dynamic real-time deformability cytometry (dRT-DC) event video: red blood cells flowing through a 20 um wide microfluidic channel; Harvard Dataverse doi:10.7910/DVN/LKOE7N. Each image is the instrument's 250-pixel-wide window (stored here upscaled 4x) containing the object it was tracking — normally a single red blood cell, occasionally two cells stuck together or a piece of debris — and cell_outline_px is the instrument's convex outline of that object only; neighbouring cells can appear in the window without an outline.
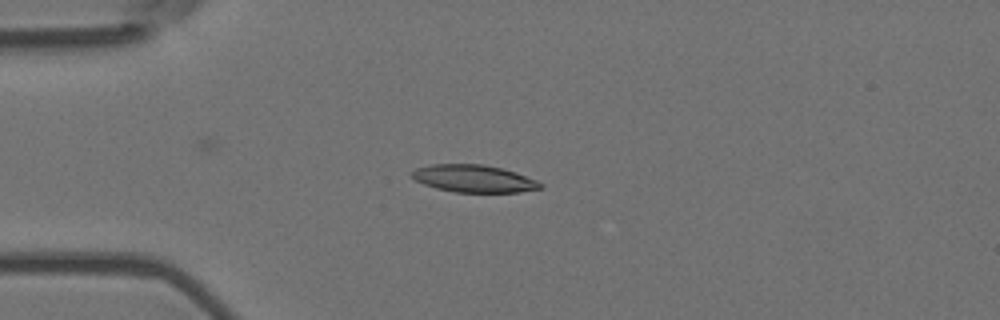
{"species": "Egyptian fruit bat (a non-hibernating species)", "species_latin": "Rousettus aegyptiacus", "temperature_condition": "room temperature", "stored_images_in_passage": 5, "camera_frame_rate_fps": 3000, "um_per_image_px": 0.085, "animal": {"sex": "female"}, "frame": {"image": 1, "passage_image": 3, "time_ms": 0.667, "image_size_px": [1000, 320], "cell_outline_px": [[544, 188], [520, 192], [456, 192], [436, 188], [424, 184], [416, 180], [412, 176], [412, 172], [416, 168], [428, 164], [484, 164], [516, 172], [536, 180], [544, 184]], "centroid_in_image_um": [40.3, 15.18], "position_along_channel_um": 44.7, "area_um2": 20.52}}
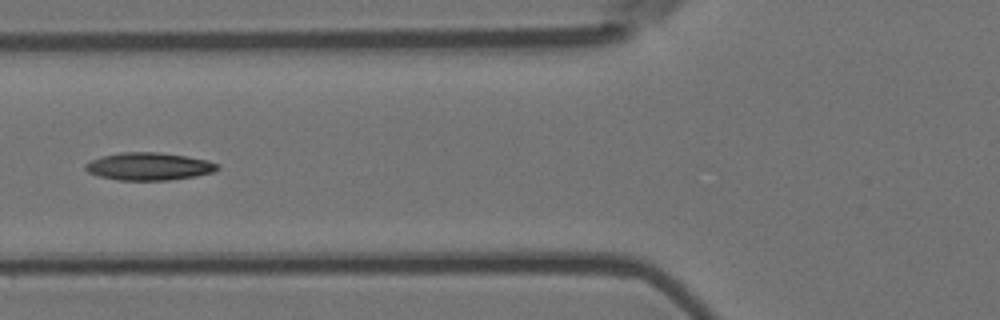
{"frame": {"image": 2, "passage_image": 5, "time_ms": 1.333, "image_size_px": [1000, 320], "cell_outline_px": [[220, 168], [212, 172], [196, 176], [168, 180], [116, 180], [100, 176], [88, 172], [84, 168], [84, 164], [92, 160], [104, 156], [120, 152], [160, 152], [208, 160], [220, 164]], "centroid_in_image_um": [12.67, 14.14], "position_along_channel_um": 113.1, "area_um2": 21.21}}